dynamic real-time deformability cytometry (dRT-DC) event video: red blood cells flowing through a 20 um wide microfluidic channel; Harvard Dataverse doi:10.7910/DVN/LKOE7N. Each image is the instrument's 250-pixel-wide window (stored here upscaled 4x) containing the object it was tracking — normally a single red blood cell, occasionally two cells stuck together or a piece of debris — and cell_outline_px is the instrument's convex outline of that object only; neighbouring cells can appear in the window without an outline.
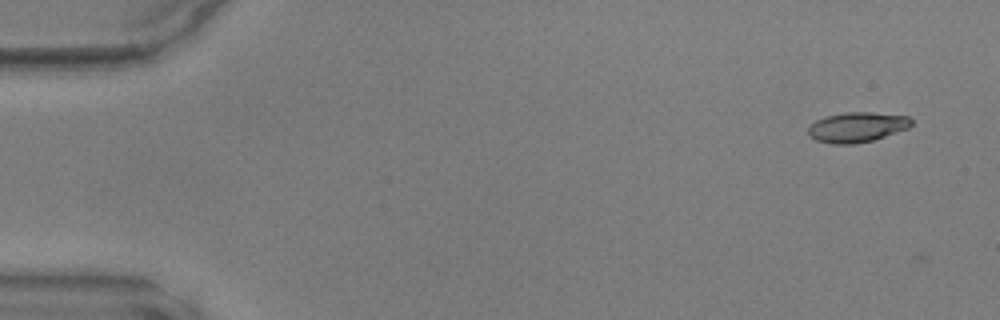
{"species": "common noctule bat (a hibernating species)", "species_latin": "Nyctalus noctula", "temperature_condition": "warm", "stored_images_in_passage": 3, "camera_frame_rate_fps": 3000, "um_per_image_px": 0.085, "animal": {"sex": "male", "body_mass_g": 17.9, "forearm_length_mm": 54.2}, "frame": {"image": 1, "passage_image": 1, "time_ms": 0.0, "image_size_px": [1000, 320], "cell_outline_px": [[912, 124], [908, 128], [872, 140], [852, 144], [832, 144], [816, 140], [808, 136], [808, 128], [816, 120], [824, 116], [844, 112], [872, 112], [908, 116], [912, 120]], "centroid_in_image_um": [72.81, 10.8], "position_along_channel_um": 12.2, "area_um2": 18.03}}